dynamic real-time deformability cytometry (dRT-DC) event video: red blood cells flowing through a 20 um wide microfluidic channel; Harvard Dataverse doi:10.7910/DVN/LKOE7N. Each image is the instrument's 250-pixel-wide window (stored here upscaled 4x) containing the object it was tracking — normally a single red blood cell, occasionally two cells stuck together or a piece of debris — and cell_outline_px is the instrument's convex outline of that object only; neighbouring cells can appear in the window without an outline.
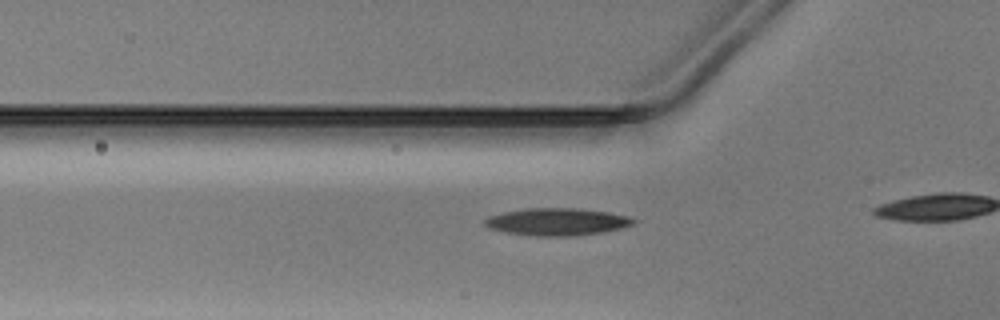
{"species": "Egyptian fruit bat (a non-hibernating species)", "species_latin": "Rousettus aegyptiacus", "temperature_condition": "warm", "stored_images_in_passage": 9, "camera_frame_rate_fps": 3000, "um_per_image_px": 0.085, "animal": {"sex": "male"}, "frame": {"image": 1, "passage_image": 4, "time_ms": 1.0, "image_size_px": [1000, 320], "cell_outline_px": [[636, 224], [620, 228], [600, 232], [568, 236], [536, 236], [508, 232], [488, 228], [484, 224], [484, 220], [488, 216], [504, 212], [528, 208], [576, 208], [608, 212], [628, 216], [636, 220]], "centroid_in_image_um": [47.34, 18.84], "position_along_channel_um": 78.5, "area_um2": 23.47}}
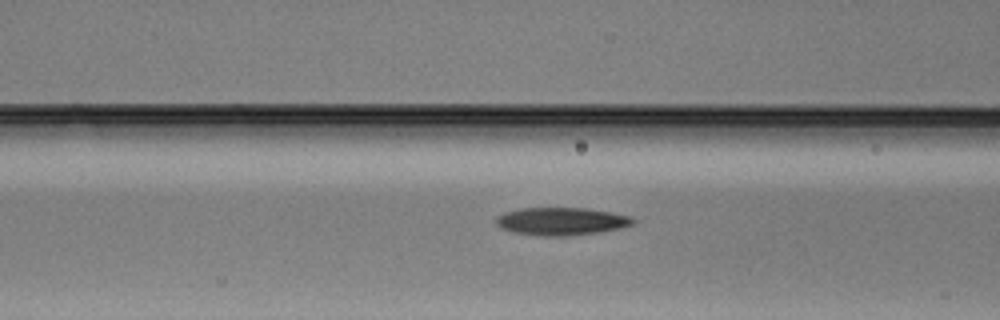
{"frame": {"image": 2, "passage_image": 7, "time_ms": 2.0, "image_size_px": [1000, 320], "cell_outline_px": [[636, 224], [620, 228], [600, 232], [564, 236], [540, 236], [512, 232], [500, 228], [496, 224], [496, 216], [520, 208], [584, 208], [612, 212], [632, 216], [636, 220]], "centroid_in_image_um": [47.75, 18.81], "position_along_channel_um": 118.9, "area_um2": 22.31}}